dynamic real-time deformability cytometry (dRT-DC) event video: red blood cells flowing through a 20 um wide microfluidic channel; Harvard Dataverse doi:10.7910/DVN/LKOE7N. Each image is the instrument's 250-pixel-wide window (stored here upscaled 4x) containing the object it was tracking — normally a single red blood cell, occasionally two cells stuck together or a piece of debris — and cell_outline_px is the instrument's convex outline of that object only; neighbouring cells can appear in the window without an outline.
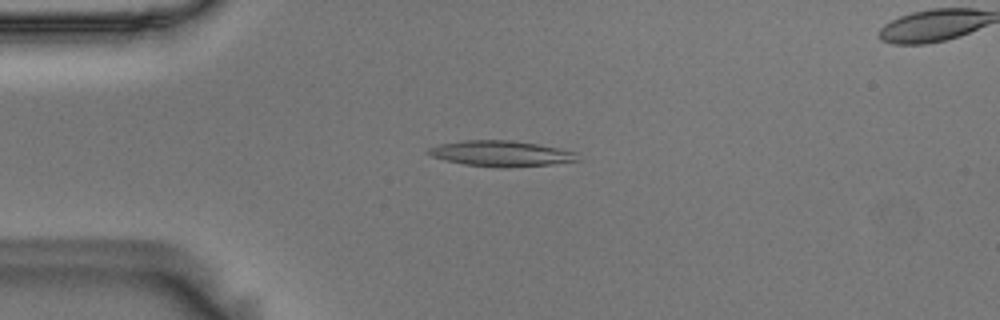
{"species": "Egyptian fruit bat (a non-hibernating species)", "species_latin": "Rousettus aegyptiacus", "temperature_condition": "room temperature", "stored_images_in_passage": 55, "segment_of_instrument_passage": [1, 2], "camera_frame_rate_fps": 3000, "um_per_image_px": 0.085, "animal": {"sex": "male"}, "frame": {"image": 1, "passage_image": 12, "time_ms": 3.667, "image_size_px": [1000, 320], "cell_outline_px": [[584, 160], [552, 164], [464, 164], [444, 160], [432, 156], [424, 152], [428, 148], [440, 144], [464, 140], [512, 140], [560, 148], [576, 152]], "centroid_in_image_um": [42.6, 12.99], "position_along_channel_um": 42.4, "area_um2": 21.27}}
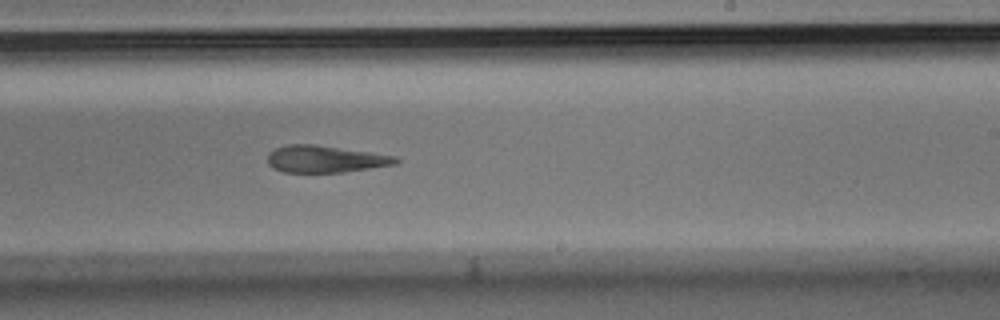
{"frame": {"image": 2, "passage_image": 32, "time_ms": 10.333, "image_size_px": [1000, 320], "cell_outline_px": [[400, 160], [396, 164], [344, 172], [284, 172], [272, 168], [268, 164], [268, 152], [276, 148], [288, 144], [316, 144], [396, 156]], "centroid_in_image_um": [27.62, 13.51], "position_along_channel_um": 261.4, "area_um2": 20.17}}
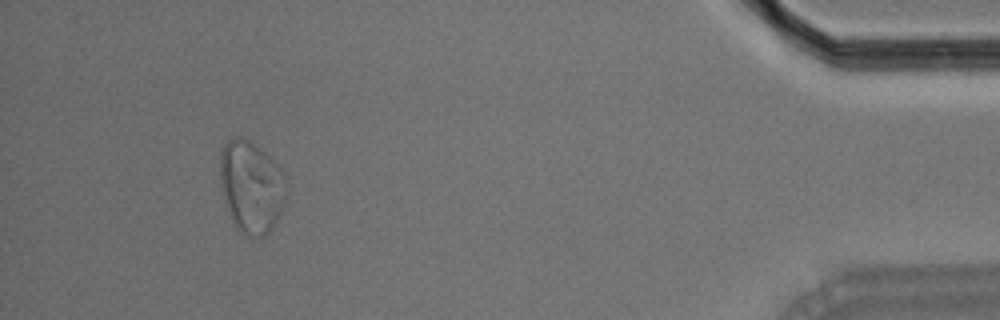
{"frame": {"image": 3, "passage_image": 50, "time_ms": 16.333, "image_size_px": [1000, 320], "cell_outline_px": [[288, 192], [280, 212], [272, 228], [268, 232], [260, 236], [248, 236], [240, 232], [232, 220], [224, 200], [220, 184], [220, 152], [224, 144], [232, 136], [240, 136], [248, 140], [264, 152], [288, 176]], "centroid_in_image_um": [21.37, 15.85], "position_along_channel_um": 413.8, "area_um2": 35.78}}